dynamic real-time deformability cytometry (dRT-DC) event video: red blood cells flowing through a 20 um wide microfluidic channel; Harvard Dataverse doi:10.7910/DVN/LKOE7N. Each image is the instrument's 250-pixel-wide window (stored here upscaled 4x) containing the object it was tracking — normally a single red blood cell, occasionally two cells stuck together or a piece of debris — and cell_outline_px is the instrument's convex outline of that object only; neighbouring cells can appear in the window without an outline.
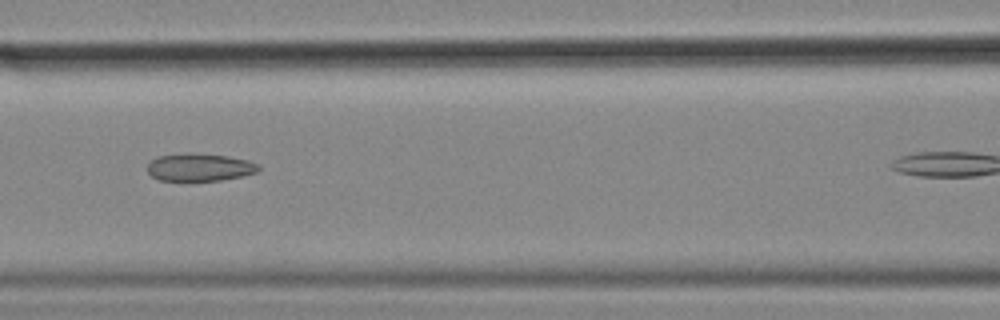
{"species": "common noctule bat (a hibernating species)", "species_latin": "Nyctalus noctula", "temperature_condition": "cold", "stored_images_in_passage": 31, "camera_frame_rate_fps": 3000, "um_per_image_px": 0.085, "animal": {"sex": "female", "body_mass_g": 18.4}, "frame": {"image": 1, "passage_image": 10, "time_ms": 3.0, "image_size_px": [1000, 320], "cell_outline_px": [[260, 168], [256, 172], [240, 176], [220, 180], [160, 180], [152, 176], [148, 172], [148, 164], [156, 156], [228, 156], [248, 160], [260, 164]], "centroid_in_image_um": [17.01, 14.26], "position_along_channel_um": 149.6, "area_um2": 16.82}}